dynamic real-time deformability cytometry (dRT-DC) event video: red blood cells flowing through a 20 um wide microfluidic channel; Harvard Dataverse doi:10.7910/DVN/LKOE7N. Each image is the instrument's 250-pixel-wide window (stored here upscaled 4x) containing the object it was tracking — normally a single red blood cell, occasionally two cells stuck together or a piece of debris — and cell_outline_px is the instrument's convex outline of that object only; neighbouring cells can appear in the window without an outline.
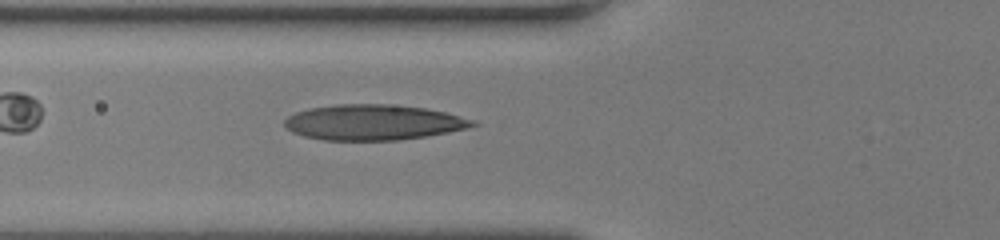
{"species": "human", "species_latin": "Homo sapiens", "temperature_condition": "room temperature", "stored_images_in_passage": 37, "camera_frame_rate_fps": 3000, "um_per_image_px": 0.085, "donor": {"sex": "female"}, "frame": {"image": 1, "passage_image": 7, "time_ms": 2.0, "image_size_px": [1000, 240], "cell_outline_px": [[480, 124], [468, 128], [428, 136], [400, 140], [324, 140], [304, 136], [292, 132], [284, 124], [284, 120], [288, 116], [296, 112], [308, 108], [340, 104], [388, 104], [424, 108], [444, 112], [476, 120]], "centroid_in_image_um": [31.75, 10.4], "position_along_channel_um": 94.0, "area_um2": 38.9}}
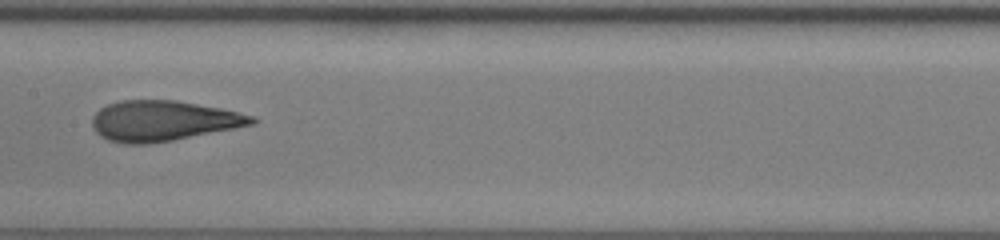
{"frame": {"image": 2, "passage_image": 14, "time_ms": 4.333, "image_size_px": [1000, 240], "cell_outline_px": [[260, 120], [256, 124], [172, 140], [148, 144], [124, 144], [108, 140], [100, 136], [96, 132], [92, 124], [92, 116], [100, 108], [108, 104], [120, 100], [176, 100], [220, 108], [240, 112], [256, 116]], "centroid_in_image_um": [13.89, 10.27], "position_along_channel_um": 193.5, "area_um2": 37.74}}
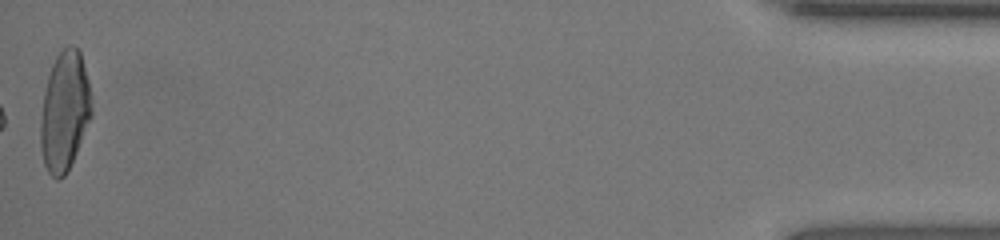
{"frame": {"image": 3, "passage_image": 37, "time_ms": 12.0, "image_size_px": [1000, 240], "cell_outline_px": [[92, 116], [68, 172], [60, 180], [56, 180], [48, 172], [44, 164], [40, 148], [40, 120], [44, 92], [48, 76], [52, 64], [56, 56], [68, 44], [72, 44], [80, 52], [88, 80], [92, 96]], "centroid_in_image_um": [5.49, 9.49], "position_along_channel_um": 429.7, "area_um2": 35.89}, "authors_computed_cell_mechanics": {"area_um2": 36.8764, "velocity_mm_per_s": 4.2615, "shape_relaxation_time_tau1_ms": 8.2433, "shape_relaxation_time_tau2_ms": 1.1798, "deformation_change_tau1": 0.3226, "deformation_change_tau2": 0.0955}}